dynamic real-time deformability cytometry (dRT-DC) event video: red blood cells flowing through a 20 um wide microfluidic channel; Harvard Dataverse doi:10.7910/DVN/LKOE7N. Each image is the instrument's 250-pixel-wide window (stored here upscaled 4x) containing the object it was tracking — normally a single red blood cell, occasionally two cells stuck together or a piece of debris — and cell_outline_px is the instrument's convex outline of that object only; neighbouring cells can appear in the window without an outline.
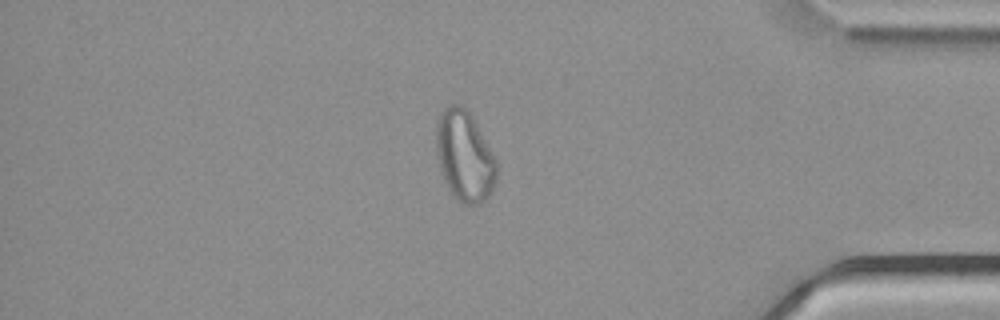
{"species": "common noctule bat (a hibernating species)", "species_latin": "Nyctalus noctula", "temperature_condition": "cold", "stored_images_in_passage": 55, "camera_frame_rate_fps": 3000, "um_per_image_px": 0.085, "animal": {"sex": "male", "body_mass_g": 21.5, "forearm_length_mm": 52.0}, "frame": {"image": 1, "passage_image": 47, "time_ms": 15.333, "image_size_px": [1000, 320], "cell_outline_px": [[496, 180], [492, 192], [480, 204], [464, 204], [456, 200], [452, 196], [444, 180], [440, 168], [436, 152], [436, 120], [440, 112], [444, 108], [452, 104], [460, 104], [472, 116], [496, 160]], "centroid_in_image_um": [39.46, 13.28], "position_along_channel_um": 395.7, "area_um2": 31.91}}